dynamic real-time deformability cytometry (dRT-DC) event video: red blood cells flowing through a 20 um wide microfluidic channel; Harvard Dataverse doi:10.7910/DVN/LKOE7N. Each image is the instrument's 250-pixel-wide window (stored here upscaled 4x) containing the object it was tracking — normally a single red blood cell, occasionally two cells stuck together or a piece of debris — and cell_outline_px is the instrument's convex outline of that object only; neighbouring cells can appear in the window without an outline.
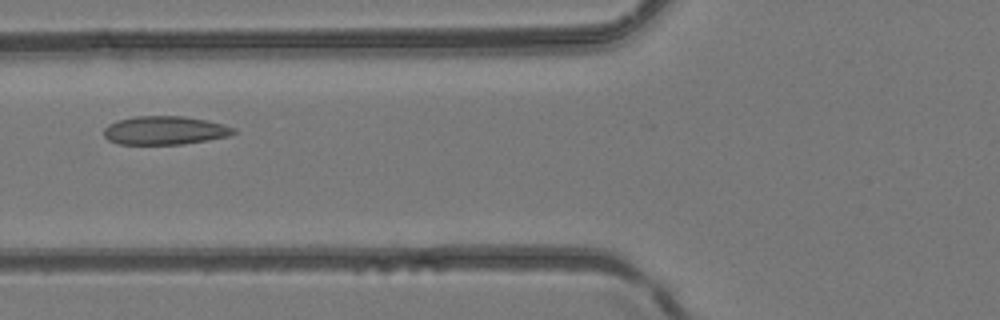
{"species": "common noctule bat (a hibernating species)", "species_latin": "Nyctalus noctula", "temperature_condition": "room temperature", "stored_images_in_passage": 3, "camera_frame_rate_fps": 3000, "um_per_image_px": 0.085, "animal": {"sex": "female", "body_mass_g": 24.6, "forearm_length_mm": 56.2}, "frame": {"image": 1, "passage_image": 2, "time_ms": 1.333, "image_size_px": [1000, 320], "cell_outline_px": [[236, 132], [228, 136], [208, 140], [184, 144], [116, 144], [108, 140], [104, 136], [104, 128], [108, 124], [116, 120], [136, 116], [184, 116], [224, 124], [236, 128]], "centroid_in_image_um": [13.99, 11.08], "position_along_channel_um": 111.8, "area_um2": 21.68}}
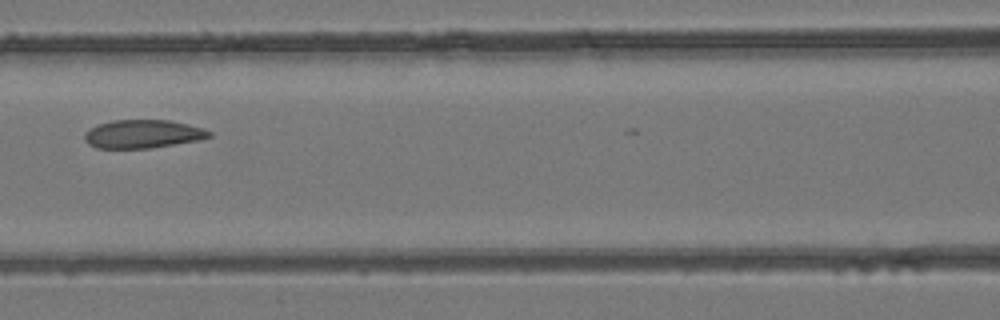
{"frame": {"image": 2, "passage_image": 3, "time_ms": 2.333, "image_size_px": [1000, 320], "cell_outline_px": [[212, 136], [200, 140], [152, 148], [96, 148], [88, 144], [84, 140], [84, 132], [88, 128], [96, 124], [112, 120], [168, 120], [188, 124], [204, 128], [212, 132]], "centroid_in_image_um": [12.12, 11.39], "position_along_channel_um": 154.5, "area_um2": 20.92}}